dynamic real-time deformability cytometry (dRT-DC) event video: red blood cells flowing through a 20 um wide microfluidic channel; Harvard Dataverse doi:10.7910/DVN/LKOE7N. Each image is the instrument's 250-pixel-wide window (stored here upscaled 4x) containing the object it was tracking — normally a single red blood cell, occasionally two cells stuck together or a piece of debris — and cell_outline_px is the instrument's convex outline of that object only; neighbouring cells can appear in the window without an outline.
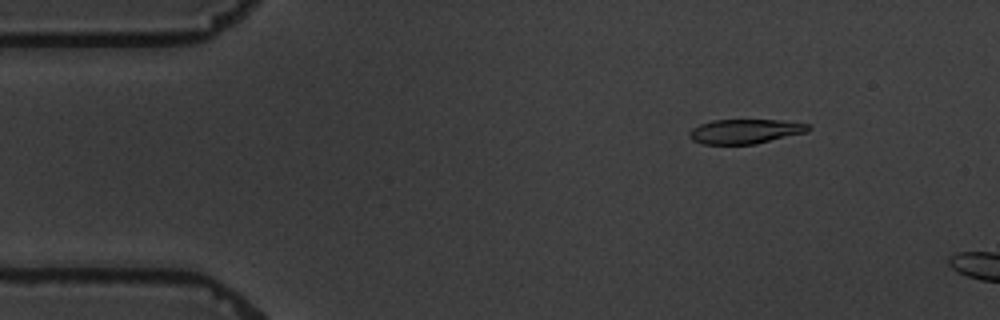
{"species": "common noctule bat (a hibernating species)", "species_latin": "Nyctalus noctula", "temperature_condition": "warm", "stored_images_in_passage": 3, "camera_frame_rate_fps": 3000, "um_per_image_px": 0.085, "animal": {"sex": "male", "body_mass_g": 19.5, "forearm_length_mm": 54.6}, "frame": {"image": 1, "passage_image": 2, "time_ms": 1.0, "image_size_px": [1000, 320], "cell_outline_px": [[812, 128], [808, 132], [756, 144], [704, 144], [692, 140], [688, 136], [688, 132], [692, 128], [700, 124], [712, 120], [780, 120], [808, 124]], "centroid_in_image_um": [63.34, 11.17], "position_along_channel_um": 21.7, "area_um2": 17.11}}